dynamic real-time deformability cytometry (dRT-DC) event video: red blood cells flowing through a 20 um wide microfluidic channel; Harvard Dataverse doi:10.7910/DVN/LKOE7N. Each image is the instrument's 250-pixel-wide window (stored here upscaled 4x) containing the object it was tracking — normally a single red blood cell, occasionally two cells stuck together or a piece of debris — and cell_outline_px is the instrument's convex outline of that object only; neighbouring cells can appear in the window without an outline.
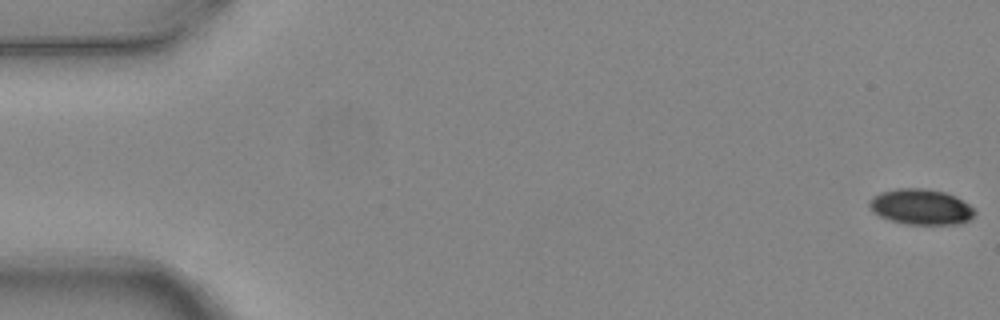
{"species": "common noctule bat (a hibernating species)", "species_latin": "Nyctalus noctula", "temperature_condition": "warm", "stored_images_in_passage": 7, "camera_frame_rate_fps": 3000, "um_per_image_px": 0.085, "animal": {"sex": "female", "body_mass_g": 24.6, "forearm_length_mm": 56.2}, "frame": {"image": 1, "passage_image": 1, "time_ms": 0.0, "image_size_px": [1000, 320], "cell_outline_px": [[976, 212], [968, 220], [960, 224], [904, 224], [880, 216], [872, 212], [868, 204], [868, 200], [872, 196], [880, 192], [896, 188], [924, 188], [944, 192], [956, 196], [968, 204]], "centroid_in_image_um": [78.24, 17.57], "position_along_channel_um": 6.8, "area_um2": 21.91}}
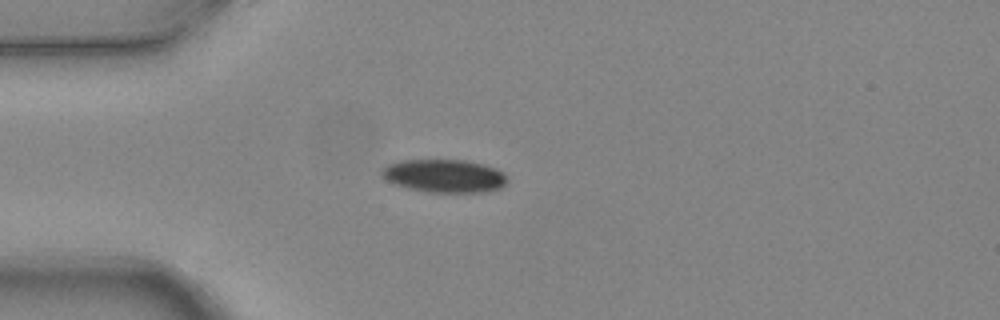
{"frame": {"image": 2, "passage_image": 5, "time_ms": 1.333, "image_size_px": [1000, 320], "cell_outline_px": [[508, 180], [500, 188], [484, 192], [428, 192], [408, 188], [392, 184], [384, 180], [380, 176], [380, 172], [388, 164], [400, 160], [464, 160], [484, 164], [496, 168], [504, 172]], "centroid_in_image_um": [37.74, 14.95], "position_along_channel_um": 47.3, "area_um2": 24.45}}